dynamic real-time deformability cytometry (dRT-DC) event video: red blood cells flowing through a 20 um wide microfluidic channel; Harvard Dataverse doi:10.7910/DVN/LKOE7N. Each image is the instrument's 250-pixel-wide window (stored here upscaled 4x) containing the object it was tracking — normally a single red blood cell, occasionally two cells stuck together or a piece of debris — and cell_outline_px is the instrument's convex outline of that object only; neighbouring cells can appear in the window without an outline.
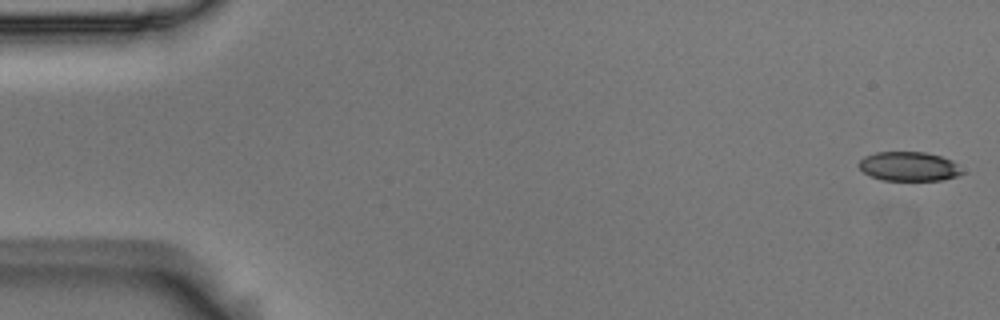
{"species": "Egyptian fruit bat (a non-hibernating species)", "species_latin": "Rousettus aegyptiacus", "temperature_condition": "room temperature", "stored_images_in_passage": 55, "camera_frame_rate_fps": 3000, "um_per_image_px": 0.085, "animal": {"sex": "male"}, "frame": {"image": 1, "passage_image": 1, "time_ms": 0.0, "image_size_px": [1000, 320], "cell_outline_px": [[964, 172], [956, 176], [940, 180], [884, 180], [872, 176], [864, 172], [856, 164], [864, 156], [876, 152], [924, 152], [940, 156], [952, 160]], "centroid_in_image_um": [77.23, 14.14], "position_along_channel_um": 7.8, "area_um2": 17.46}}
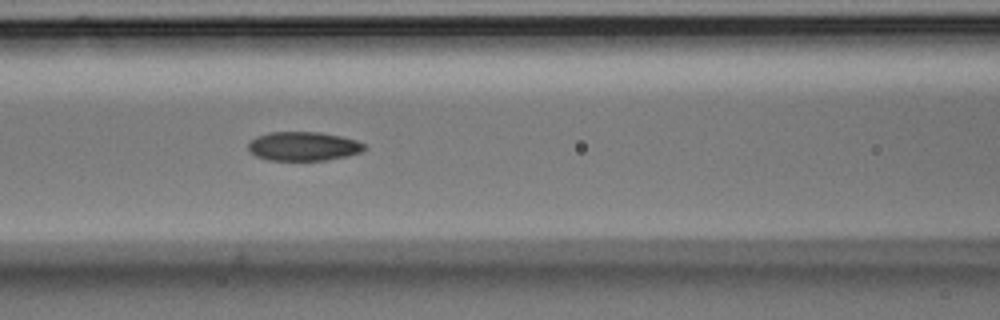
{"frame": {"image": 2, "passage_image": 23, "time_ms": 7.333, "image_size_px": [1000, 320], "cell_outline_px": [[368, 148], [360, 152], [348, 156], [324, 160], [268, 160], [256, 156], [248, 152], [248, 144], [256, 136], [268, 132], [320, 132], [340, 136], [356, 140], [364, 144]], "centroid_in_image_um": [25.77, 12.43], "position_along_channel_um": 140.8, "area_um2": 19.71}}
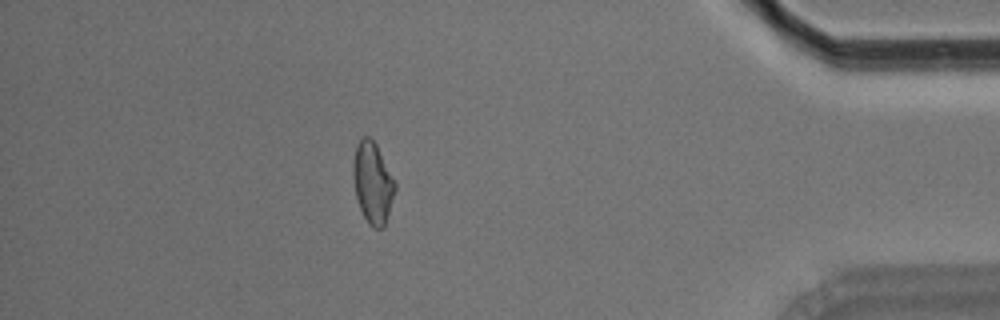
{"frame": {"image": 3, "passage_image": 48, "time_ms": 15.667, "image_size_px": [1000, 320], "cell_outline_px": [[396, 188], [384, 228], [372, 228], [368, 224], [360, 208], [356, 196], [352, 176], [352, 164], [356, 144], [364, 136], [368, 136], [376, 144], [396, 184]], "centroid_in_image_um": [31.66, 15.55], "position_along_channel_um": 403.5, "area_um2": 19.77}, "authors_computed_cell_mechanics": {"area_um2": 19.7676, "velocity_mm_per_s": 3.6761, "shape_relaxation_time_tau1_ms": 8.7267, "shape_relaxation_time_tau2_ms": 3.0145, "deformation_change_tau1": 0.1828, "deformation_change_tau2": 0.0917}}